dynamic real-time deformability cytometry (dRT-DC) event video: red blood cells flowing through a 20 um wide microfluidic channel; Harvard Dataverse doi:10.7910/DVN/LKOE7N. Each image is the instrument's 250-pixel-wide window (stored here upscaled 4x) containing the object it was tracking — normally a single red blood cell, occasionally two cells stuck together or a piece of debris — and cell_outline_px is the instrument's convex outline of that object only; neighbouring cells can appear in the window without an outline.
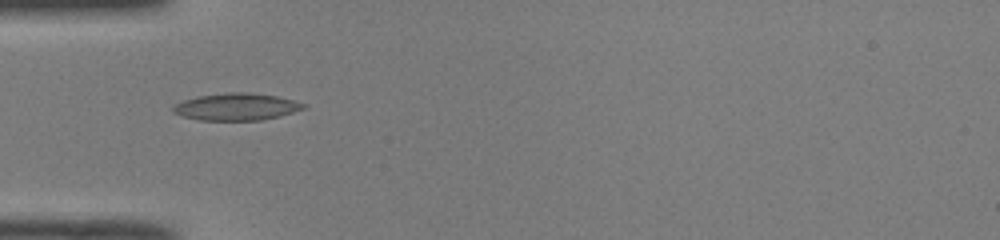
{"species": "common noctule bat (a hibernating species)", "species_latin": "Nyctalus noctula", "temperature_condition": "room temperature", "stored_images_in_passage": 35, "camera_frame_rate_fps": 3000, "um_per_image_px": 0.085, "animal": {"sex": "male", "body_mass_g": 19.0, "forearm_length_mm": 50.8}, "frame": {"image": 1, "passage_image": 1, "time_ms": 0.0, "image_size_px": [1000, 240], "cell_outline_px": [[308, 108], [280, 116], [260, 120], [200, 120], [184, 116], [172, 112], [172, 108], [176, 104], [184, 100], [196, 96], [228, 92], [248, 92], [276, 96], [292, 100], [304, 104]], "centroid_in_image_um": [20.1, 9.07], "position_along_channel_um": 64.9, "area_um2": 20.52}}
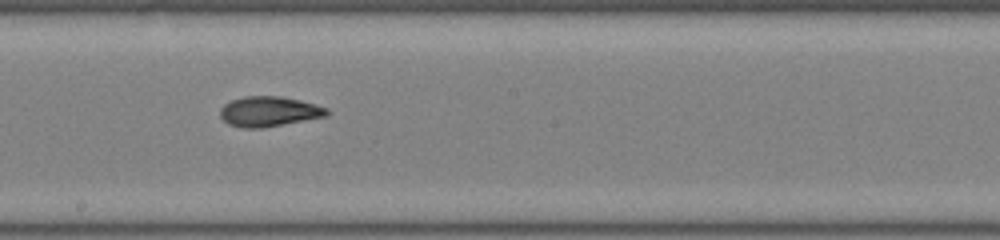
{"frame": {"image": 2, "passage_image": 13, "time_ms": 4.0, "image_size_px": [1000, 240], "cell_outline_px": [[332, 112], [328, 116], [260, 128], [244, 128], [228, 124], [220, 116], [220, 108], [224, 104], [232, 100], [244, 96], [280, 96], [300, 100], [316, 104], [328, 108]], "centroid_in_image_um": [22.9, 9.47], "position_along_channel_um": 225.3, "area_um2": 18.79}}
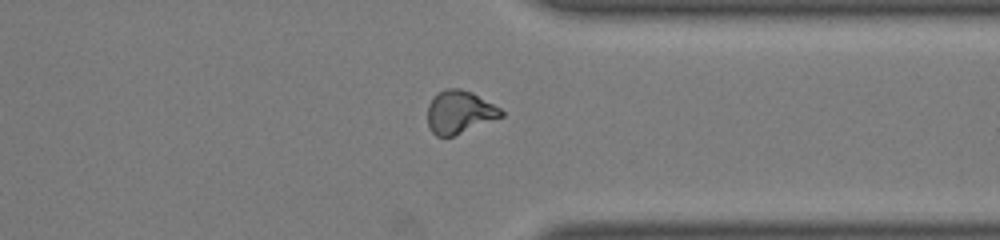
{"frame": {"image": 3, "passage_image": 24, "time_ms": 7.667, "image_size_px": [1000, 240], "cell_outline_px": [[504, 116], [452, 136], [436, 136], [428, 128], [428, 104], [444, 88], [460, 88], [472, 92], [500, 108], [504, 112]], "centroid_in_image_um": [39.06, 9.52], "position_along_channel_um": 372.3, "area_um2": 18.21}, "authors_computed_cell_mechanics": {"area_um2": 18.4382, "velocity_mm_per_s": 4.0453, "shape_relaxation_time_tau1_ms": null, "shape_relaxation_time_tau2_ms": 2.1402, "deformation_change_tau1": null, "deformation_change_tau2": 0.081}}